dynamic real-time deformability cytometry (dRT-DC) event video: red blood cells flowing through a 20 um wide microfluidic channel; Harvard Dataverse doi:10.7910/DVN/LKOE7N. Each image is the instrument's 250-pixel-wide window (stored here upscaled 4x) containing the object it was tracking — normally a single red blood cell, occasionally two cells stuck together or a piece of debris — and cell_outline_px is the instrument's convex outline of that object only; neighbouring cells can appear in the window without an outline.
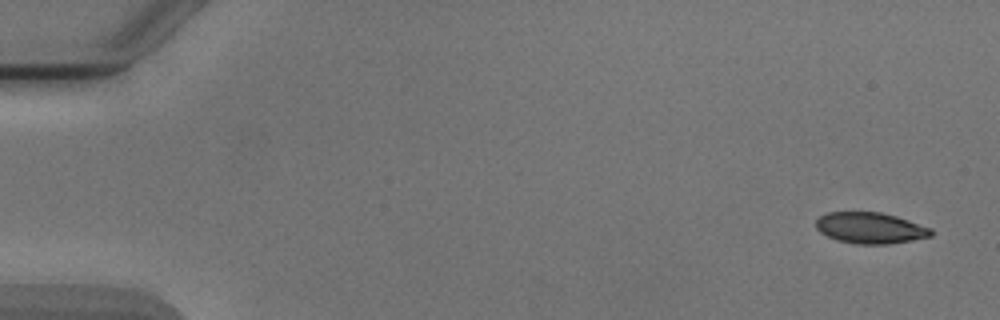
{"species": "Egyptian fruit bat (a non-hibernating species)", "species_latin": "Rousettus aegyptiacus", "temperature_condition": "cold", "stored_images_in_passage": 5, "camera_frame_rate_fps": 3000, "um_per_image_px": 0.085, "animal": {"sex": "male"}, "frame": {"image": 1, "passage_image": 1, "time_ms": 0.0, "image_size_px": [1000, 320], "cell_outline_px": [[932, 236], [912, 240], [888, 244], [856, 244], [836, 240], [820, 232], [816, 228], [816, 220], [820, 216], [828, 212], [880, 212], [896, 216], [932, 228]], "centroid_in_image_um": [73.97, 19.38], "position_along_channel_um": 11.0, "area_um2": 20.87}}
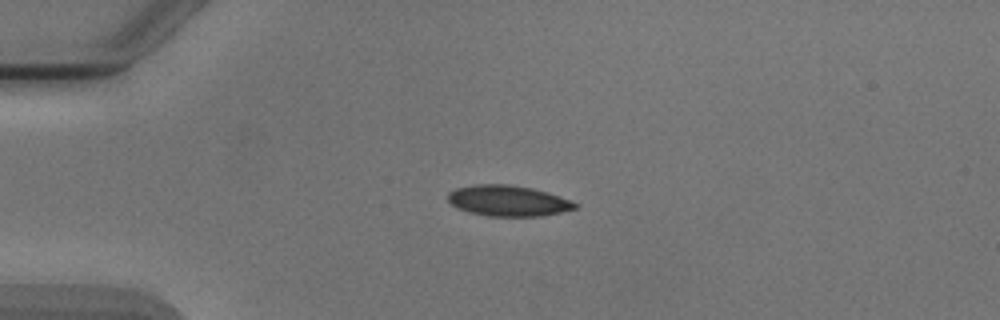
{"frame": {"image": 2, "passage_image": 4, "time_ms": 3.667, "image_size_px": [1000, 320], "cell_outline_px": [[580, 204], [576, 208], [560, 212], [540, 216], [488, 216], [468, 212], [456, 208], [448, 200], [448, 192], [456, 188], [476, 184], [504, 184], [532, 188]], "centroid_in_image_um": [43.12, 17.07], "position_along_channel_um": 41.9, "area_um2": 22.54}}